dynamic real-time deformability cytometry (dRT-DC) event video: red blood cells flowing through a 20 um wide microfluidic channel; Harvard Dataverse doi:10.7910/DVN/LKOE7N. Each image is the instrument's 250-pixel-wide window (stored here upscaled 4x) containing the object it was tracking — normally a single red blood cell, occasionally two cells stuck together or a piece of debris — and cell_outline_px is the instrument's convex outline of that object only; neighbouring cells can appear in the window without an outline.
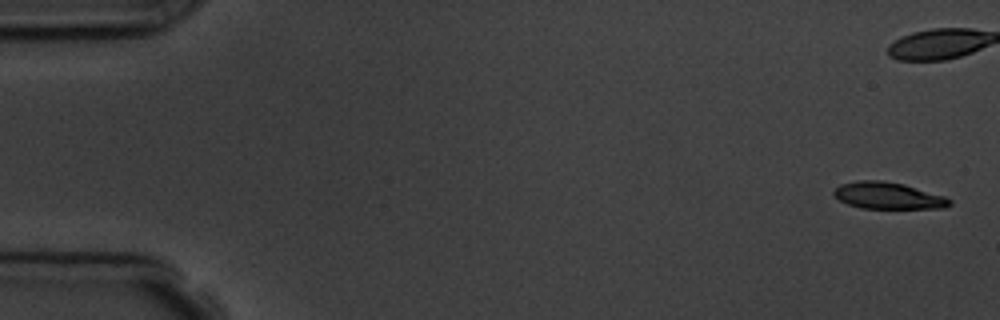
{"species": "common noctule bat (a hibernating species)", "species_latin": "Nyctalus noctula", "temperature_condition": "room temperature", "stored_images_in_passage": 6, "camera_frame_rate_fps": 3000, "um_per_image_px": 0.085, "animal": {"sex": "male", "body_mass_g": 19.5, "forearm_length_mm": 54.6}, "frame": {"image": 1, "passage_image": 1, "time_ms": 0.0, "image_size_px": [1000, 320], "cell_outline_px": [[952, 204], [944, 208], [860, 208], [848, 204], [840, 200], [832, 192], [840, 184], [856, 180], [884, 180], [904, 184], [944, 196], [952, 200]], "centroid_in_image_um": [75.49, 16.62], "position_along_channel_um": 9.5, "area_um2": 18.03}}
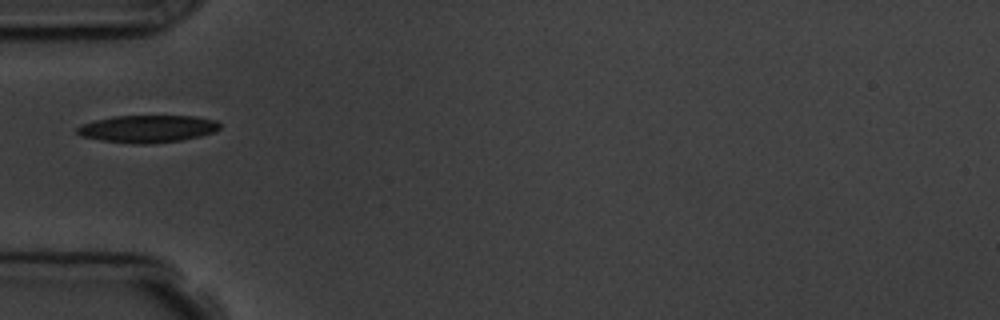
{"frame": {"image": 2, "passage_image": 6, "time_ms": 6.333, "image_size_px": [1000, 320], "cell_outline_px": [[220, 128], [216, 132], [200, 136], [180, 140], [144, 144], [136, 144], [100, 140], [80, 136], [76, 132], [76, 128], [84, 124], [96, 120], [116, 116], [196, 116], [216, 120], [220, 124]], "centroid_in_image_um": [12.57, 10.95], "position_along_channel_um": 72.4, "area_um2": 22.66}}